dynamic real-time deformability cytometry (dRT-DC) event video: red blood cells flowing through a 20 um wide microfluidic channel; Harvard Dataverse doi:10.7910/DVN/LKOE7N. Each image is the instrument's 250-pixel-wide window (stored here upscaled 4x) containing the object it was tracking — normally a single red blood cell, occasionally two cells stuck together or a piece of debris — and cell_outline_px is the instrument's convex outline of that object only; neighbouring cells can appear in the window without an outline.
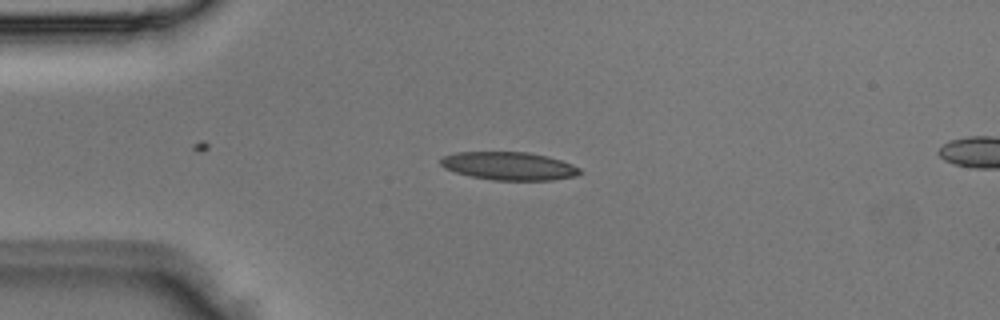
{"species": "Egyptian fruit bat (a non-hibernating species)", "species_latin": "Rousettus aegyptiacus", "temperature_condition": "room temperature", "stored_images_in_passage": 3, "segment_of_instrument_passage": [1, 2], "camera_frame_rate_fps": 3000, "um_per_image_px": 0.085, "animal": {"sex": "male"}, "frame": {"image": 1, "passage_image": 2, "time_ms": 0.333, "image_size_px": [1000, 320], "cell_outline_px": [[584, 172], [576, 176], [552, 180], [492, 180], [472, 176], [456, 172], [444, 168], [440, 164], [440, 160], [444, 156], [456, 152], [528, 152], [548, 156], [572, 164], [580, 168]], "centroid_in_image_um": [43.3, 14.11], "position_along_channel_um": 41.7, "area_um2": 22.83}}